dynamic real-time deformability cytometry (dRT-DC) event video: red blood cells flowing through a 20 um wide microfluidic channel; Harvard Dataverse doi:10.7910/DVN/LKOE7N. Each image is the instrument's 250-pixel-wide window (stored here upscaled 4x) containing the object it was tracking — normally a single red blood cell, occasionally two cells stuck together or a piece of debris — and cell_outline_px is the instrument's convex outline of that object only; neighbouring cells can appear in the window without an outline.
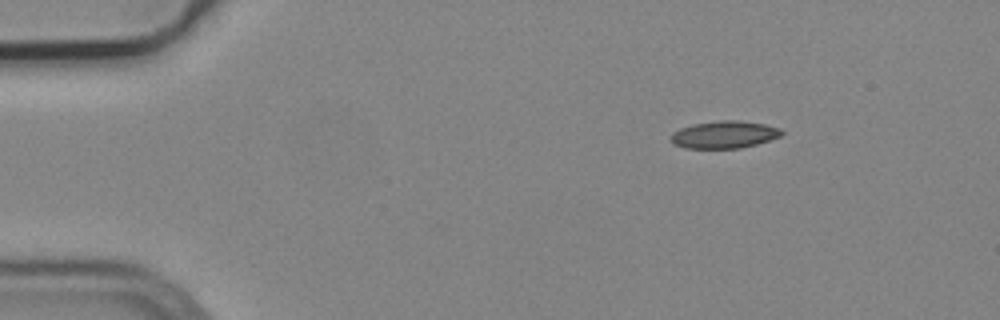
{"species": "common noctule bat (a hibernating species)", "species_latin": "Nyctalus noctula", "temperature_condition": "cold", "stored_images_in_passage": 32, "camera_frame_rate_fps": 3000, "um_per_image_px": 0.085, "animal": {"sex": "male", "body_mass_g": 19.2, "forearm_length_mm": 51.8}, "frame": {"image": 1, "passage_image": 1, "time_ms": 0.0, "image_size_px": [1000, 320], "cell_outline_px": [[784, 132], [780, 136], [756, 144], [740, 148], [684, 148], [672, 144], [668, 136], [672, 132], [680, 128], [692, 124], [720, 120], [736, 120], [764, 124], [780, 128]], "centroid_in_image_um": [61.49, 11.44], "position_along_channel_um": 23.5, "area_um2": 17.74}}
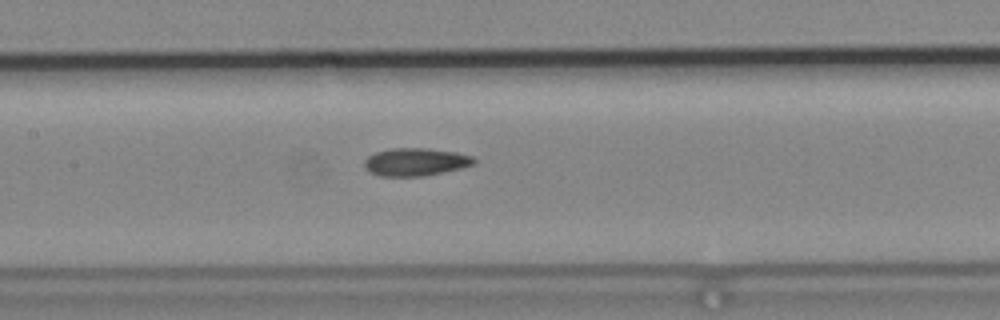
{"frame": {"image": 2, "passage_image": 19, "time_ms": 6.0, "image_size_px": [1000, 320], "cell_outline_px": [[476, 160], [472, 164], [460, 168], [444, 172], [424, 176], [380, 176], [364, 168], [364, 160], [368, 156], [376, 152], [392, 148], [428, 148], [456, 152], [472, 156]], "centroid_in_image_um": [35.3, 13.76], "position_along_channel_um": 172.1, "area_um2": 17.69}}
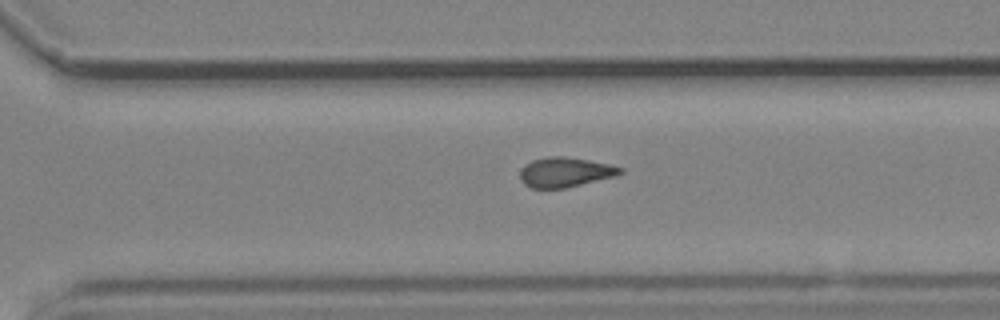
{"frame": {"image": 3, "passage_image": 31, "time_ms": 10.0, "image_size_px": [1000, 320], "cell_outline_px": [[624, 172], [616, 176], [564, 188], [532, 188], [524, 184], [520, 180], [520, 168], [524, 164], [532, 160], [548, 156], [564, 156], [588, 160], [608, 164], [624, 168]], "centroid_in_image_um": [48.01, 14.63], "position_along_channel_um": 322.6, "area_um2": 17.46}}